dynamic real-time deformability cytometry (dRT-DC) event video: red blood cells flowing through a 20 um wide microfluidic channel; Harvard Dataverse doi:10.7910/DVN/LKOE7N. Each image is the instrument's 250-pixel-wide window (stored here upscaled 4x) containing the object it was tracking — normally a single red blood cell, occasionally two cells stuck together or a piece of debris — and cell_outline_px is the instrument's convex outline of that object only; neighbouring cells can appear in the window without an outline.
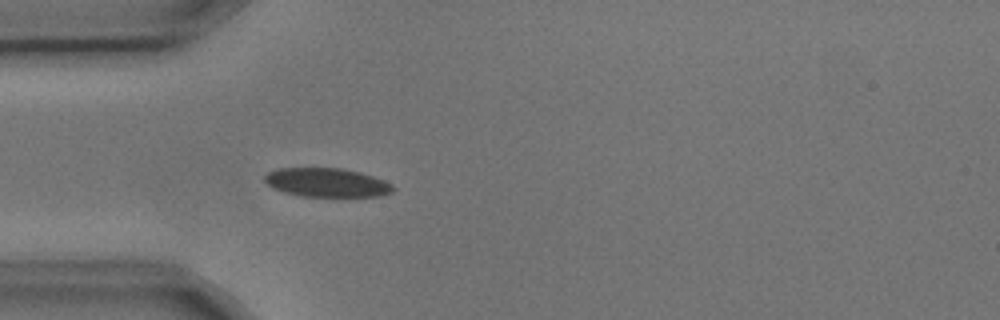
{"species": "common noctule bat (a hibernating species)", "species_latin": "Nyctalus noctula", "temperature_condition": "cold", "stored_images_in_passage": 5, "camera_frame_rate_fps": 3000, "um_per_image_px": 0.085, "animal": {"sex": "male", "body_mass_g": 17.9, "forearm_length_mm": 54.2}, "frame": {"image": 1, "passage_image": 5, "time_ms": 1.333, "image_size_px": [1000, 320], "cell_outline_px": [[396, 188], [392, 192], [380, 196], [300, 196], [284, 192], [272, 188], [264, 180], [264, 176], [268, 172], [276, 168], [344, 168], [360, 172], [384, 180], [392, 184]], "centroid_in_image_um": [27.77, 15.51], "position_along_channel_um": 57.2, "area_um2": 21.68}}